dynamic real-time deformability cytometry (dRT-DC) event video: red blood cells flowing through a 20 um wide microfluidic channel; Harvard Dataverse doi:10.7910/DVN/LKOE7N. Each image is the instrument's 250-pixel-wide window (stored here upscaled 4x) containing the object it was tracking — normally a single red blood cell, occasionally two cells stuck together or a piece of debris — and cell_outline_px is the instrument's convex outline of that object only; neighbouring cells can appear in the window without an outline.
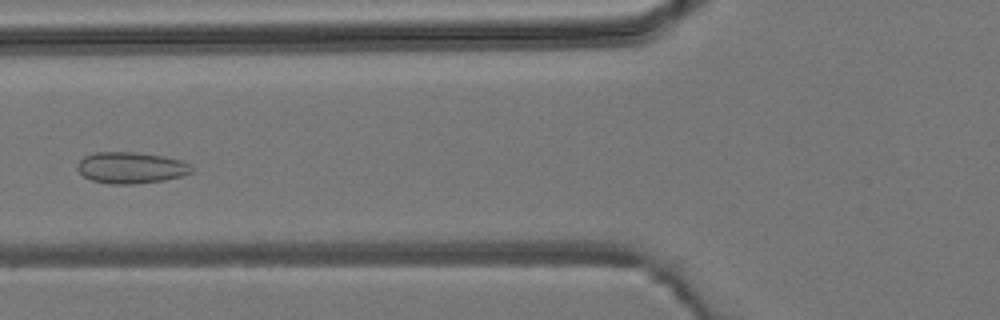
{"species": "common noctule bat (a hibernating species)", "species_latin": "Nyctalus noctula", "temperature_condition": "room temperature", "stored_images_in_passage": 6, "camera_frame_rate_fps": 3000, "um_per_image_px": 0.085, "animal": {"sex": "male", "body_mass_g": 19.2, "forearm_length_mm": 51.8}, "frame": {"image": 1, "passage_image": 5, "time_ms": 4.667, "image_size_px": [1000, 320], "cell_outline_px": [[192, 172], [180, 176], [164, 180], [136, 184], [112, 184], [92, 180], [84, 176], [76, 168], [76, 164], [84, 156], [96, 152], [136, 152], [164, 156], [180, 160], [188, 164], [192, 168]], "centroid_in_image_um": [11.1, 14.25], "position_along_channel_um": 114.7, "area_um2": 20.81}}
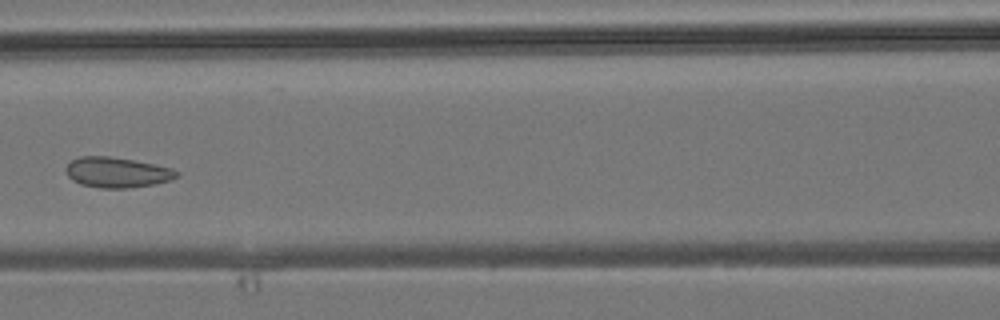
{"frame": {"image": 2, "passage_image": 6, "time_ms": 5.667, "image_size_px": [1000, 320], "cell_outline_px": [[180, 176], [168, 180], [152, 184], [124, 188], [100, 188], [80, 184], [72, 180], [68, 176], [64, 168], [72, 160], [80, 156], [108, 156], [132, 160], [172, 168], [180, 172]], "centroid_in_image_um": [9.91, 14.65], "position_along_channel_um": 156.7, "area_um2": 19.42}}